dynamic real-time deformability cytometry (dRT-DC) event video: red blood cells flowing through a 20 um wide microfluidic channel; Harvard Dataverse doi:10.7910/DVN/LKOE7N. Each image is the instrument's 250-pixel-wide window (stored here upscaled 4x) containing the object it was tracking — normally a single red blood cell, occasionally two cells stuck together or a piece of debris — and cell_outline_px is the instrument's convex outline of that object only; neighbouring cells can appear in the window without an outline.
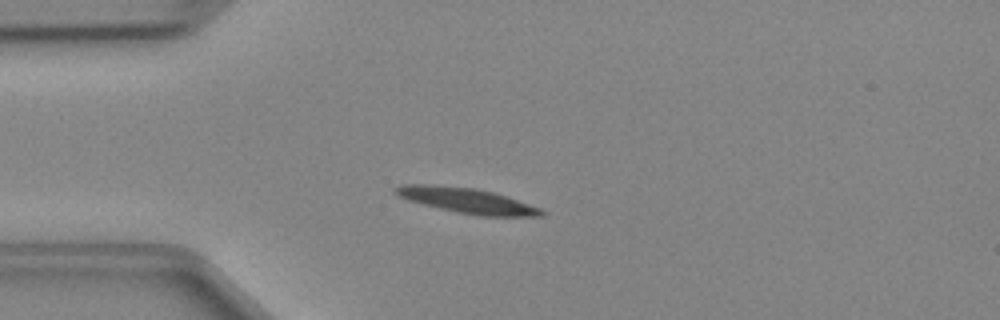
{"species": "Egyptian fruit bat (a non-hibernating species)", "species_latin": "Rousettus aegyptiacus", "temperature_condition": "cold", "stored_images_in_passage": 38, "camera_frame_rate_fps": 3000, "um_per_image_px": 0.085, "animal": {"sex": "female"}, "frame": {"image": 1, "passage_image": 2, "time_ms": 0.333, "image_size_px": [1000, 320], "cell_outline_px": [[548, 212], [544, 216], [480, 216], [456, 212], [408, 200], [392, 192], [392, 188], [400, 184], [432, 184], [476, 188], [508, 196], [540, 208]], "centroid_in_image_um": [39.69, 17.04], "position_along_channel_um": 45.3, "area_um2": 21.62}}
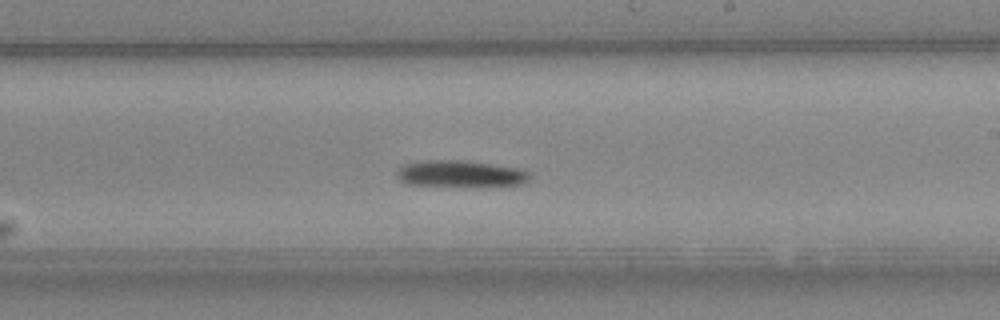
{"frame": {"image": 2, "passage_image": 18, "time_ms": 5.667, "image_size_px": [1000, 320], "cell_outline_px": [[528, 180], [520, 184], [404, 184], [396, 176], [396, 168], [404, 164], [428, 160], [456, 160], [488, 164], [516, 168], [528, 172]], "centroid_in_image_um": [38.99, 14.73], "position_along_channel_um": 250.0, "area_um2": 19.31}}
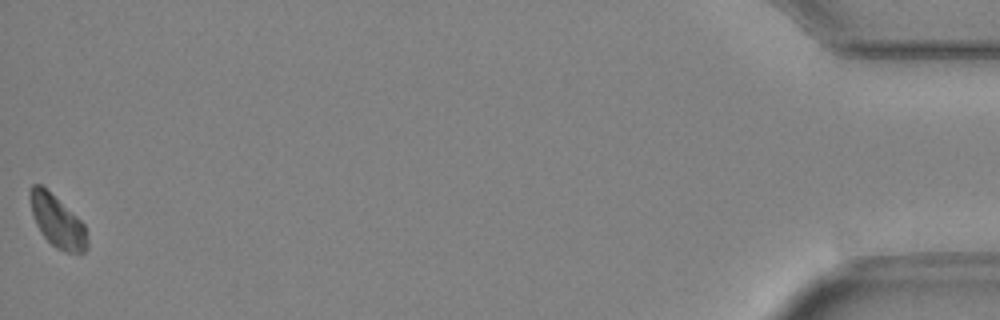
{"frame": {"image": 3, "passage_image": 38, "time_ms": 12.333, "image_size_px": [1000, 320], "cell_outline_px": [[88, 248], [84, 252], [64, 252], [56, 248], [44, 236], [36, 224], [32, 212], [28, 192], [32, 184], [40, 184], [76, 216], [84, 224], [88, 240]], "centroid_in_image_um": [4.87, 18.83], "position_along_channel_um": 430.3, "area_um2": 16.99}}